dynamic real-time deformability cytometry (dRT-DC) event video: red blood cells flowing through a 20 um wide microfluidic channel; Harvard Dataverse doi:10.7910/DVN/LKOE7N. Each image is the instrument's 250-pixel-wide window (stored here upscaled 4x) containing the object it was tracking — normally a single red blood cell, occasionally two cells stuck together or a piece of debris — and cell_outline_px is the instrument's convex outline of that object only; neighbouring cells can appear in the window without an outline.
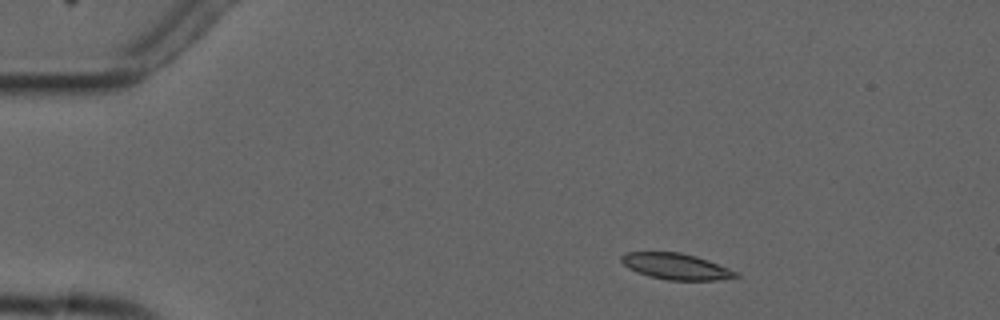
{"species": "common noctule bat (a hibernating species)", "species_latin": "Nyctalus noctula", "temperature_condition": "cold", "stored_images_in_passage": 2, "camera_frame_rate_fps": 3000, "um_per_image_px": 0.085, "animal": {"sex": "male", "forearm_length_mm": 52.5}, "frame": {"image": 1, "passage_image": 1, "time_ms": 0.0, "image_size_px": [1000, 320], "cell_outline_px": [[740, 276], [716, 280], [668, 280], [648, 276], [636, 272], [628, 268], [620, 260], [620, 256], [628, 252], [680, 252], [696, 256], [708, 260], [740, 272]], "centroid_in_image_um": [57.47, 22.64], "position_along_channel_um": 27.5, "area_um2": 17.51}}